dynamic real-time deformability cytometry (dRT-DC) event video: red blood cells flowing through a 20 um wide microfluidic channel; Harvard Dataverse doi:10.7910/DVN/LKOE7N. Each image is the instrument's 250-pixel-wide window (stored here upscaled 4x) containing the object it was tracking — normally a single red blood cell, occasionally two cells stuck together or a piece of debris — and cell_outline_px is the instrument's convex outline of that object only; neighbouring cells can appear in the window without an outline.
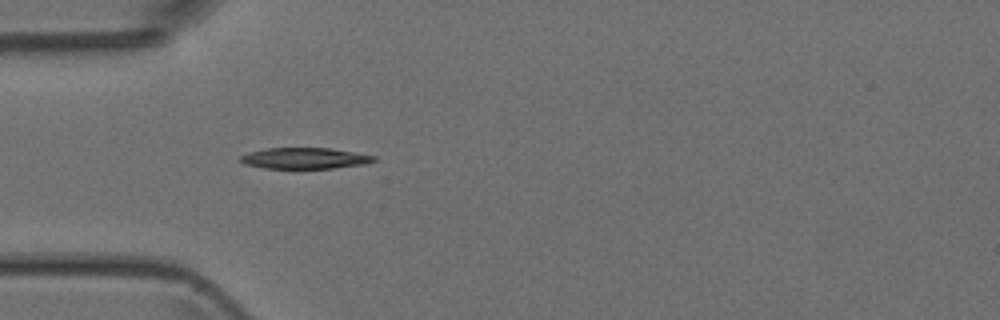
{"species": "Egyptian fruit bat (a non-hibernating species)", "species_latin": "Rousettus aegyptiacus", "temperature_condition": "room temperature", "stored_images_in_passage": 1, "camera_frame_rate_fps": 3000, "um_per_image_px": 0.085, "animal": {"sex": "female"}, "frame": {"image": 1, "passage_image": 1, "time_ms": 0.0, "image_size_px": [1000, 320], "cell_outline_px": [[376, 160], [364, 164], [332, 168], [264, 168], [244, 164], [240, 160], [240, 156], [248, 152], [264, 148], [332, 148], [376, 156]], "centroid_in_image_um": [25.88, 13.44], "position_along_channel_um": 59.1, "area_um2": 16.36}}